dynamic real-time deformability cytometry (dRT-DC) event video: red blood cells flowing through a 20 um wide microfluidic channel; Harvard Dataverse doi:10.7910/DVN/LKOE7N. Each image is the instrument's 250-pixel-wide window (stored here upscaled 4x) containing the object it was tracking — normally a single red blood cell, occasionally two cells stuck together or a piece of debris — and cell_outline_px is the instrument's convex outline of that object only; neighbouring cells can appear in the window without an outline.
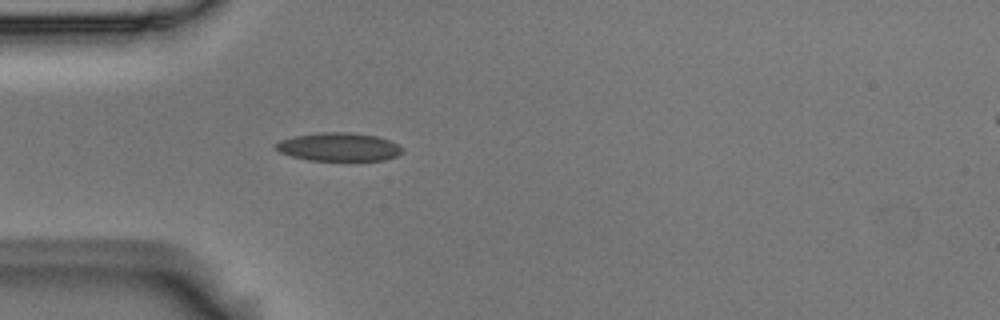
{"species": "Egyptian fruit bat (a non-hibernating species)", "species_latin": "Rousettus aegyptiacus", "temperature_condition": "room temperature", "stored_images_in_passage": 4, "camera_frame_rate_fps": 3000, "um_per_image_px": 0.085, "animal": {"sex": "male"}, "frame": {"image": 1, "passage_image": 4, "time_ms": 1.0, "image_size_px": [1000, 320], "cell_outline_px": [[404, 152], [396, 156], [384, 160], [308, 160], [292, 156], [280, 152], [276, 148], [276, 144], [280, 140], [292, 136], [320, 132], [348, 132], [376, 136], [400, 144], [404, 148]], "centroid_in_image_um": [28.83, 12.48], "position_along_channel_um": 56.2, "area_um2": 20.92}}